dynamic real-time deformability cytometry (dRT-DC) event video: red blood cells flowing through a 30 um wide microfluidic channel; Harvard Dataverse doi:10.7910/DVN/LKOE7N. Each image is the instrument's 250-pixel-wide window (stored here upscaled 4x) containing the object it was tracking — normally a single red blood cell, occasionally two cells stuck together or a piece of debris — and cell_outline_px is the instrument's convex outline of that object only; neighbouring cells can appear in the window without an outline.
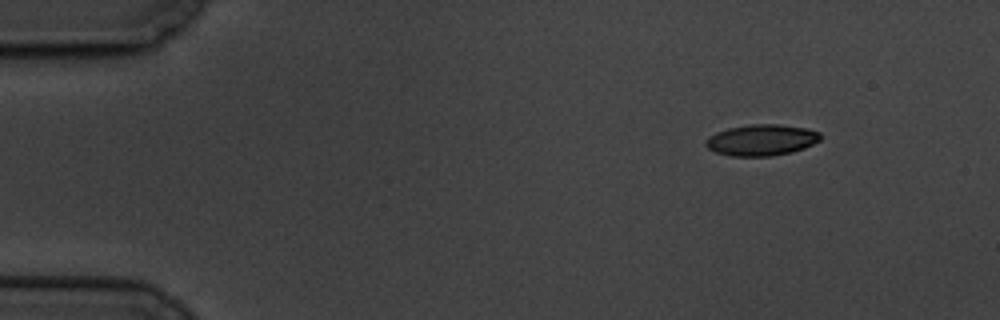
{"species": "common noctule bat (a hibernating species)", "species_latin": "Nyctalus noctula", "temperature_condition": "cold", "stored_images_in_passage": 5, "segment_of_instrument_passage": [1, 2], "camera_frame_rate_fps": 3000, "um_per_image_px": 0.085, "animal": {"sex": "male", "body_mass_g": 19.5, "forearm_length_mm": 54.6}, "frame": {"image": 1, "passage_image": 1, "time_ms": 0.0, "image_size_px": [1000, 320], "cell_outline_px": [[820, 140], [804, 148], [792, 152], [772, 156], [732, 156], [716, 152], [708, 148], [704, 144], [704, 140], [708, 136], [716, 132], [728, 128], [752, 124], [780, 124], [808, 128], [820, 132]], "centroid_in_image_um": [64.71, 11.9], "position_along_channel_um": 20.3, "area_um2": 20.98}}
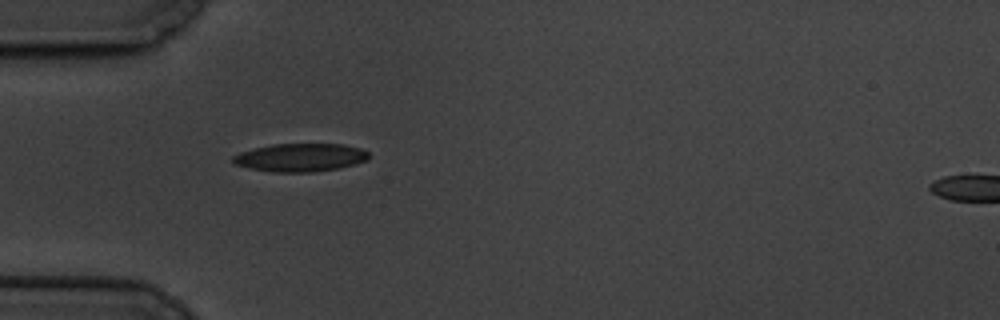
{"frame": {"image": 2, "passage_image": 4, "time_ms": 3.667, "image_size_px": [1000, 320], "cell_outline_px": [[368, 160], [340, 168], [312, 172], [272, 172], [248, 168], [236, 164], [232, 160], [232, 156], [240, 152], [256, 148], [276, 144], [344, 144], [360, 148], [368, 152]], "centroid_in_image_um": [25.54, 13.39], "position_along_channel_um": 59.5, "area_um2": 22.2}}